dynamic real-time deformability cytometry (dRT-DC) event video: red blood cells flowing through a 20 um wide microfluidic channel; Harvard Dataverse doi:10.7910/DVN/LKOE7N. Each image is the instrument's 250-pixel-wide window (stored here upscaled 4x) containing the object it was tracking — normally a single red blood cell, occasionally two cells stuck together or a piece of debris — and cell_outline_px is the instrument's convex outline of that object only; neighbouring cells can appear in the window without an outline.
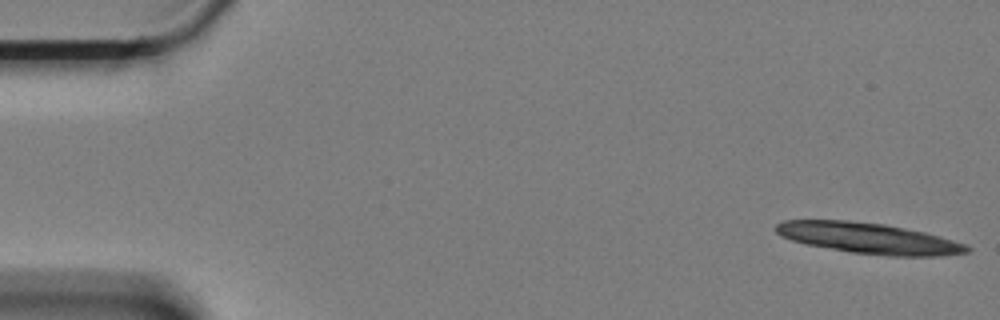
{"species": "Egyptian fruit bat (a non-hibernating species)", "species_latin": "Rousettus aegyptiacus", "temperature_condition": "cold", "stored_images_in_passage": 16, "camera_frame_rate_fps": 3000, "um_per_image_px": 0.085, "animal": {"sex": "female"}, "frame": {"image": 1, "passage_image": 1, "time_ms": 0.0, "image_size_px": [1000, 320], "cell_outline_px": [[972, 248], [968, 252], [936, 256], [892, 256], [852, 252], [808, 244], [792, 240], [780, 236], [776, 232], [776, 224], [780, 220], [848, 220], [884, 224], [924, 232], [940, 236], [964, 244]], "centroid_in_image_um": [73.82, 20.24], "position_along_channel_um": 11.2, "area_um2": 33.93}}